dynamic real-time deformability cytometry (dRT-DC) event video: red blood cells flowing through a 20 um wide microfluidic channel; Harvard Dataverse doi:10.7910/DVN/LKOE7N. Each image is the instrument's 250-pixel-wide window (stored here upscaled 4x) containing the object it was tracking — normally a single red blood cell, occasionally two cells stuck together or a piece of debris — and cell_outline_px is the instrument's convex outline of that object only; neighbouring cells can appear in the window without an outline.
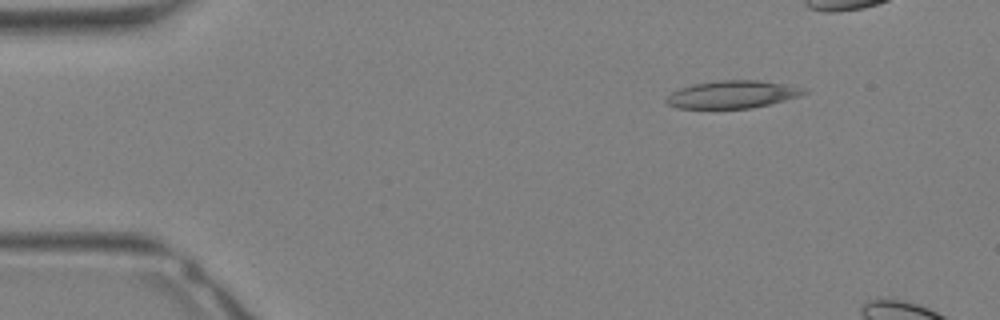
{"species": "Egyptian fruit bat (a non-hibernating species)", "species_latin": "Rousettus aegyptiacus", "temperature_condition": "warm", "stored_images_in_passage": 7, "camera_frame_rate_fps": 3000, "um_per_image_px": 0.085, "animal": {"sex": "female"}, "frame": {"image": 1, "passage_image": 2, "time_ms": 0.333, "image_size_px": [1000, 320], "cell_outline_px": [[808, 92], [800, 96], [752, 108], [676, 108], [668, 104], [664, 100], [676, 88], [716, 80], [756, 80], [784, 84], [804, 88]], "centroid_in_image_um": [62.22, 8.02], "position_along_channel_um": 22.8, "area_um2": 22.02}}